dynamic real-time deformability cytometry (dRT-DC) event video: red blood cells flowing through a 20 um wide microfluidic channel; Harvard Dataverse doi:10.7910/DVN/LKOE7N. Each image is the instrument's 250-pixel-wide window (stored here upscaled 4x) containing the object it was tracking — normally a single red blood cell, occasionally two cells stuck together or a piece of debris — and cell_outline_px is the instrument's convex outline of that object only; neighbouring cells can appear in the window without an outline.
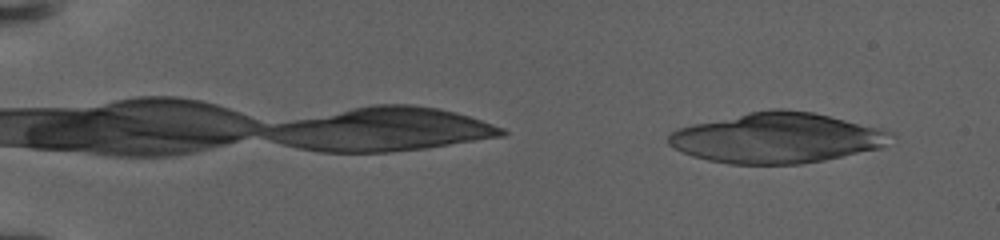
{"species": "human", "species_latin": "Homo sapiens", "temperature_condition": "warm", "stored_images_in_passage": 35, "camera_frame_rate_fps": 3000, "um_per_image_px": 0.085, "donor": {"sex": "female"}, "frame": {"image": 1, "passage_image": 7, "time_ms": 1.667, "image_size_px": [1000, 240], "cell_outline_px": [[896, 136], [880, 148], [824, 160], [800, 164], [728, 164], [708, 160], [692, 156], [668, 144], [668, 136], [672, 132], [680, 128], [692, 124], [748, 112], [772, 108], [780, 108], [812, 112], [892, 132]], "centroid_in_image_um": [66.02, 11.73], "position_along_channel_um": 19.0, "area_um2": 64.62}}
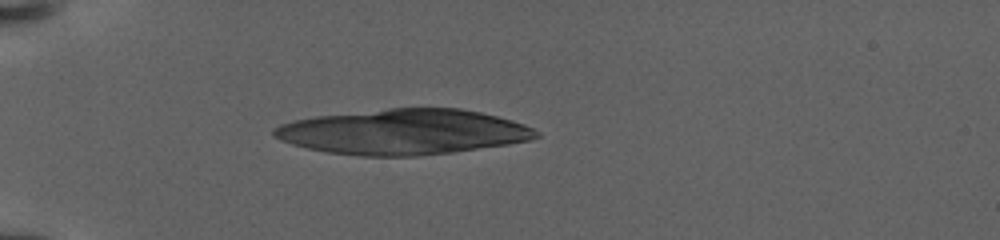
{"frame": {"image": 2, "passage_image": 25, "time_ms": 6.667, "image_size_px": [1000, 240], "cell_outline_px": [[540, 136], [528, 140], [508, 144], [452, 152], [416, 156], [360, 156], [328, 152], [308, 148], [292, 144], [280, 140], [272, 136], [272, 132], [280, 124], [296, 120], [316, 116], [388, 108], [460, 108], [480, 112], [512, 120], [524, 124], [540, 132]], "centroid_in_image_um": [34.29, 11.21], "position_along_channel_um": 50.7, "area_um2": 68.9}}